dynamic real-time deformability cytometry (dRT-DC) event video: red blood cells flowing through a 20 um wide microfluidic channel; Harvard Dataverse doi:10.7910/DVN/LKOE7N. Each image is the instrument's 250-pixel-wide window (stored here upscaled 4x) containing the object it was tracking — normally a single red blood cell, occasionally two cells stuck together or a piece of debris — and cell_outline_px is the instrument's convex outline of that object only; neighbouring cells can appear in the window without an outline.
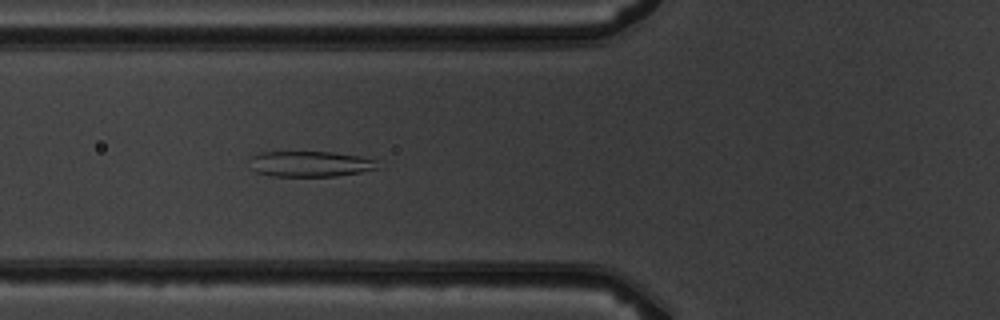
{"species": "common noctule bat (a hibernating species)", "species_latin": "Nyctalus noctula", "temperature_condition": "warm", "stored_images_in_passage": 5, "camera_frame_rate_fps": 3000, "um_per_image_px": 0.085, "animal": {"sex": "male", "body_mass_g": 19.5, "forearm_length_mm": 54.6}, "frame": {"image": 1, "passage_image": 5, "time_ms": 4.667, "image_size_px": [1000, 320], "cell_outline_px": [[380, 168], [360, 172], [336, 176], [272, 176], [256, 172], [248, 168], [248, 156], [260, 152], [332, 152], [360, 156], [376, 160]], "centroid_in_image_um": [26.28, 13.93], "position_along_channel_um": 99.5, "area_um2": 19.48}}